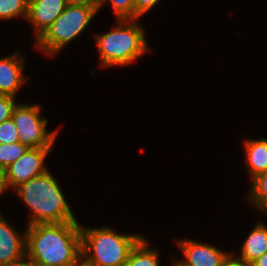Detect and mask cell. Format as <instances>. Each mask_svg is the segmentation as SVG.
I'll return each mask as SVG.
<instances>
[{
    "label": "cell",
    "mask_w": 267,
    "mask_h": 266,
    "mask_svg": "<svg viewBox=\"0 0 267 266\" xmlns=\"http://www.w3.org/2000/svg\"><path fill=\"white\" fill-rule=\"evenodd\" d=\"M25 235L26 260L37 266H73L82 260L77 221L28 225Z\"/></svg>",
    "instance_id": "obj_1"
},
{
    "label": "cell",
    "mask_w": 267,
    "mask_h": 266,
    "mask_svg": "<svg viewBox=\"0 0 267 266\" xmlns=\"http://www.w3.org/2000/svg\"><path fill=\"white\" fill-rule=\"evenodd\" d=\"M14 190L33 213L28 225L77 221L57 180L48 170L20 184Z\"/></svg>",
    "instance_id": "obj_2"
},
{
    "label": "cell",
    "mask_w": 267,
    "mask_h": 266,
    "mask_svg": "<svg viewBox=\"0 0 267 266\" xmlns=\"http://www.w3.org/2000/svg\"><path fill=\"white\" fill-rule=\"evenodd\" d=\"M81 236L82 260L88 266H124L132 248L143 237L136 234L119 235L108 227H81Z\"/></svg>",
    "instance_id": "obj_3"
},
{
    "label": "cell",
    "mask_w": 267,
    "mask_h": 266,
    "mask_svg": "<svg viewBox=\"0 0 267 266\" xmlns=\"http://www.w3.org/2000/svg\"><path fill=\"white\" fill-rule=\"evenodd\" d=\"M135 20L118 19L119 26L114 31L96 36L102 65H128L148 51L144 31Z\"/></svg>",
    "instance_id": "obj_4"
},
{
    "label": "cell",
    "mask_w": 267,
    "mask_h": 266,
    "mask_svg": "<svg viewBox=\"0 0 267 266\" xmlns=\"http://www.w3.org/2000/svg\"><path fill=\"white\" fill-rule=\"evenodd\" d=\"M100 7L67 5L61 15L37 40L36 47L54 55L86 29Z\"/></svg>",
    "instance_id": "obj_5"
},
{
    "label": "cell",
    "mask_w": 267,
    "mask_h": 266,
    "mask_svg": "<svg viewBox=\"0 0 267 266\" xmlns=\"http://www.w3.org/2000/svg\"><path fill=\"white\" fill-rule=\"evenodd\" d=\"M38 105H16L12 120L17 127L19 142L28 148L52 147L57 131L48 133L47 120L40 115Z\"/></svg>",
    "instance_id": "obj_6"
},
{
    "label": "cell",
    "mask_w": 267,
    "mask_h": 266,
    "mask_svg": "<svg viewBox=\"0 0 267 266\" xmlns=\"http://www.w3.org/2000/svg\"><path fill=\"white\" fill-rule=\"evenodd\" d=\"M51 150L52 147L29 148L18 160L5 168L2 172L4 191L44 174L48 169L43 162Z\"/></svg>",
    "instance_id": "obj_7"
},
{
    "label": "cell",
    "mask_w": 267,
    "mask_h": 266,
    "mask_svg": "<svg viewBox=\"0 0 267 266\" xmlns=\"http://www.w3.org/2000/svg\"><path fill=\"white\" fill-rule=\"evenodd\" d=\"M66 0H29L27 19L35 29L37 40L66 8Z\"/></svg>",
    "instance_id": "obj_8"
},
{
    "label": "cell",
    "mask_w": 267,
    "mask_h": 266,
    "mask_svg": "<svg viewBox=\"0 0 267 266\" xmlns=\"http://www.w3.org/2000/svg\"><path fill=\"white\" fill-rule=\"evenodd\" d=\"M26 258V235L21 237L0 214V266H14Z\"/></svg>",
    "instance_id": "obj_9"
},
{
    "label": "cell",
    "mask_w": 267,
    "mask_h": 266,
    "mask_svg": "<svg viewBox=\"0 0 267 266\" xmlns=\"http://www.w3.org/2000/svg\"><path fill=\"white\" fill-rule=\"evenodd\" d=\"M186 260L179 261L181 266H221L227 253L200 242L182 240L178 242Z\"/></svg>",
    "instance_id": "obj_10"
},
{
    "label": "cell",
    "mask_w": 267,
    "mask_h": 266,
    "mask_svg": "<svg viewBox=\"0 0 267 266\" xmlns=\"http://www.w3.org/2000/svg\"><path fill=\"white\" fill-rule=\"evenodd\" d=\"M23 57L16 52L9 57L0 58V94L15 97L21 84L25 83Z\"/></svg>",
    "instance_id": "obj_11"
},
{
    "label": "cell",
    "mask_w": 267,
    "mask_h": 266,
    "mask_svg": "<svg viewBox=\"0 0 267 266\" xmlns=\"http://www.w3.org/2000/svg\"><path fill=\"white\" fill-rule=\"evenodd\" d=\"M267 252V226L259 222L250 232L246 241L242 245L241 256L248 263H252L257 258Z\"/></svg>",
    "instance_id": "obj_12"
},
{
    "label": "cell",
    "mask_w": 267,
    "mask_h": 266,
    "mask_svg": "<svg viewBox=\"0 0 267 266\" xmlns=\"http://www.w3.org/2000/svg\"><path fill=\"white\" fill-rule=\"evenodd\" d=\"M247 165L251 179L267 171V139L246 140Z\"/></svg>",
    "instance_id": "obj_13"
},
{
    "label": "cell",
    "mask_w": 267,
    "mask_h": 266,
    "mask_svg": "<svg viewBox=\"0 0 267 266\" xmlns=\"http://www.w3.org/2000/svg\"><path fill=\"white\" fill-rule=\"evenodd\" d=\"M148 244L142 237L132 248L124 266H159L158 252L147 248Z\"/></svg>",
    "instance_id": "obj_14"
},
{
    "label": "cell",
    "mask_w": 267,
    "mask_h": 266,
    "mask_svg": "<svg viewBox=\"0 0 267 266\" xmlns=\"http://www.w3.org/2000/svg\"><path fill=\"white\" fill-rule=\"evenodd\" d=\"M252 181L249 195L250 202L261 211L267 212V171L259 174Z\"/></svg>",
    "instance_id": "obj_15"
},
{
    "label": "cell",
    "mask_w": 267,
    "mask_h": 266,
    "mask_svg": "<svg viewBox=\"0 0 267 266\" xmlns=\"http://www.w3.org/2000/svg\"><path fill=\"white\" fill-rule=\"evenodd\" d=\"M28 149L21 142L0 144V172L18 160Z\"/></svg>",
    "instance_id": "obj_16"
},
{
    "label": "cell",
    "mask_w": 267,
    "mask_h": 266,
    "mask_svg": "<svg viewBox=\"0 0 267 266\" xmlns=\"http://www.w3.org/2000/svg\"><path fill=\"white\" fill-rule=\"evenodd\" d=\"M29 0H0V19H10L21 14L27 17Z\"/></svg>",
    "instance_id": "obj_17"
},
{
    "label": "cell",
    "mask_w": 267,
    "mask_h": 266,
    "mask_svg": "<svg viewBox=\"0 0 267 266\" xmlns=\"http://www.w3.org/2000/svg\"><path fill=\"white\" fill-rule=\"evenodd\" d=\"M107 0H100V7ZM118 19H135V0H109Z\"/></svg>",
    "instance_id": "obj_18"
},
{
    "label": "cell",
    "mask_w": 267,
    "mask_h": 266,
    "mask_svg": "<svg viewBox=\"0 0 267 266\" xmlns=\"http://www.w3.org/2000/svg\"><path fill=\"white\" fill-rule=\"evenodd\" d=\"M19 142L17 127L12 118L0 123V144Z\"/></svg>",
    "instance_id": "obj_19"
},
{
    "label": "cell",
    "mask_w": 267,
    "mask_h": 266,
    "mask_svg": "<svg viewBox=\"0 0 267 266\" xmlns=\"http://www.w3.org/2000/svg\"><path fill=\"white\" fill-rule=\"evenodd\" d=\"M15 106L13 96L0 94V123L11 118Z\"/></svg>",
    "instance_id": "obj_20"
},
{
    "label": "cell",
    "mask_w": 267,
    "mask_h": 266,
    "mask_svg": "<svg viewBox=\"0 0 267 266\" xmlns=\"http://www.w3.org/2000/svg\"><path fill=\"white\" fill-rule=\"evenodd\" d=\"M160 0H135V19L149 11Z\"/></svg>",
    "instance_id": "obj_21"
},
{
    "label": "cell",
    "mask_w": 267,
    "mask_h": 266,
    "mask_svg": "<svg viewBox=\"0 0 267 266\" xmlns=\"http://www.w3.org/2000/svg\"><path fill=\"white\" fill-rule=\"evenodd\" d=\"M221 266H252V263H248L239 257L235 258L233 255L228 254Z\"/></svg>",
    "instance_id": "obj_22"
},
{
    "label": "cell",
    "mask_w": 267,
    "mask_h": 266,
    "mask_svg": "<svg viewBox=\"0 0 267 266\" xmlns=\"http://www.w3.org/2000/svg\"><path fill=\"white\" fill-rule=\"evenodd\" d=\"M67 5H82L87 7H100V0H66Z\"/></svg>",
    "instance_id": "obj_23"
},
{
    "label": "cell",
    "mask_w": 267,
    "mask_h": 266,
    "mask_svg": "<svg viewBox=\"0 0 267 266\" xmlns=\"http://www.w3.org/2000/svg\"><path fill=\"white\" fill-rule=\"evenodd\" d=\"M252 266H267V252L252 262Z\"/></svg>",
    "instance_id": "obj_24"
},
{
    "label": "cell",
    "mask_w": 267,
    "mask_h": 266,
    "mask_svg": "<svg viewBox=\"0 0 267 266\" xmlns=\"http://www.w3.org/2000/svg\"><path fill=\"white\" fill-rule=\"evenodd\" d=\"M14 266H37V265L32 263V262H30V261H28V260H26V261L24 260L21 263H18V264L14 265Z\"/></svg>",
    "instance_id": "obj_25"
},
{
    "label": "cell",
    "mask_w": 267,
    "mask_h": 266,
    "mask_svg": "<svg viewBox=\"0 0 267 266\" xmlns=\"http://www.w3.org/2000/svg\"><path fill=\"white\" fill-rule=\"evenodd\" d=\"M4 192L3 185H2V173L0 172V194Z\"/></svg>",
    "instance_id": "obj_26"
},
{
    "label": "cell",
    "mask_w": 267,
    "mask_h": 266,
    "mask_svg": "<svg viewBox=\"0 0 267 266\" xmlns=\"http://www.w3.org/2000/svg\"><path fill=\"white\" fill-rule=\"evenodd\" d=\"M73 266H88L84 261H79L78 263H76L75 265Z\"/></svg>",
    "instance_id": "obj_27"
},
{
    "label": "cell",
    "mask_w": 267,
    "mask_h": 266,
    "mask_svg": "<svg viewBox=\"0 0 267 266\" xmlns=\"http://www.w3.org/2000/svg\"><path fill=\"white\" fill-rule=\"evenodd\" d=\"M173 266H181L177 261L173 264Z\"/></svg>",
    "instance_id": "obj_28"
}]
</instances>
